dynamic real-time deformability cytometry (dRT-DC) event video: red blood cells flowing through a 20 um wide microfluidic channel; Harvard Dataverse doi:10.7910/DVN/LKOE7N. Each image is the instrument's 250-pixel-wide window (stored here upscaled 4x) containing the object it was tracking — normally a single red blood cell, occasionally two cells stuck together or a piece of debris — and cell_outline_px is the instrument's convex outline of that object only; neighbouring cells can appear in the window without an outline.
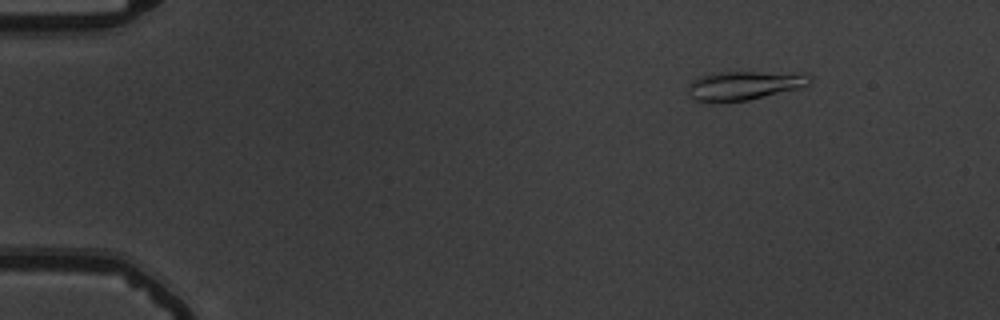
{"species": "common noctule bat (a hibernating species)", "species_latin": "Nyctalus noctula", "temperature_condition": "warm", "stored_images_in_passage": 40, "camera_frame_rate_fps": 3000, "um_per_image_px": 0.085, "animal": {"sex": "male", "body_mass_g": 19.5, "forearm_length_mm": 54.6}, "frame": {"image": 1, "passage_image": 2, "time_ms": 0.333, "image_size_px": [1000, 320], "cell_outline_px": [[812, 80], [808, 84], [800, 88], [748, 100], [712, 104], [708, 104], [692, 100], [688, 96], [688, 84], [692, 80], [700, 76], [712, 72], [796, 72], [812, 76]], "centroid_in_image_um": [63.18, 7.28], "position_along_channel_um": 21.8, "area_um2": 21.27}}
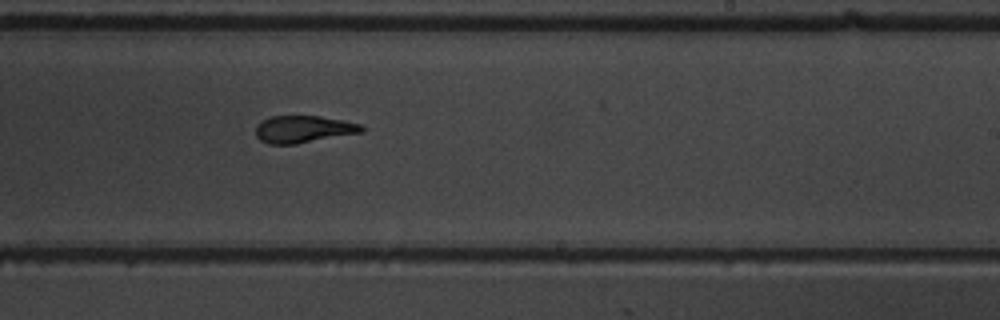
{"frame": {"image": 2, "passage_image": 29, "time_ms": 9.333, "image_size_px": [1000, 320], "cell_outline_px": [[364, 132], [296, 144], [268, 144], [260, 140], [256, 136], [256, 128], [264, 120], [272, 116], [320, 116], [360, 124], [364, 128]], "centroid_in_image_um": [25.8, 10.99], "position_along_channel_um": 263.2, "area_um2": 16.59}}
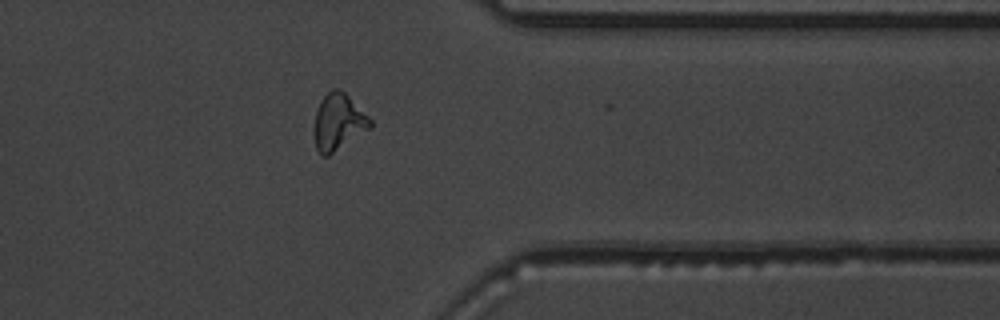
{"frame": {"image": 3, "passage_image": 39, "time_ms": 12.667, "image_size_px": [1000, 320], "cell_outline_px": [[372, 128], [328, 156], [324, 156], [316, 148], [316, 108], [320, 100], [332, 88], [340, 88], [372, 120]], "centroid_in_image_um": [28.79, 10.36], "position_along_channel_um": 382.6, "area_um2": 18.15}, "authors_computed_cell_mechanics": {"area_um2": 17.3978, "velocity_mm_per_s": 3.7752, "shape_relaxation_time_tau1_ms": 6.2534, "shape_relaxation_time_tau2_ms": 2.4439, "deformation_change_tau1": 0.2018, "deformation_change_tau2": 0.0963}}